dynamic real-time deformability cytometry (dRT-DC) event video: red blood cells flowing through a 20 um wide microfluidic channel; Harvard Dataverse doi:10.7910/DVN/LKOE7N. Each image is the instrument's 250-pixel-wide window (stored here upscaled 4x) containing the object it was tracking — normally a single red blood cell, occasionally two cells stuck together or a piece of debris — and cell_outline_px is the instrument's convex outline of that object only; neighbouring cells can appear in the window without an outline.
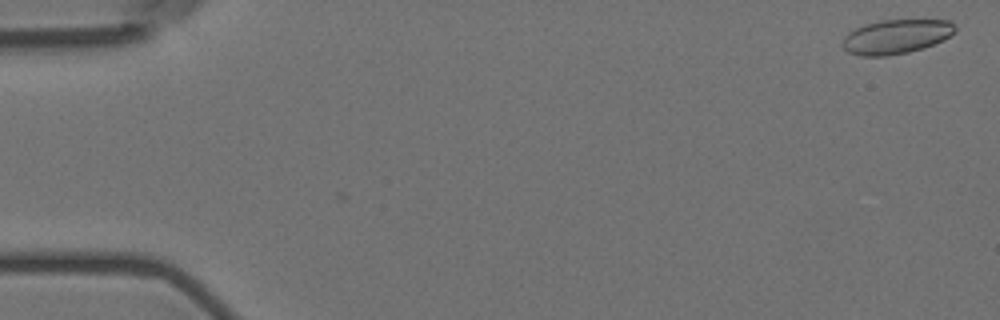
{"species": "Egyptian fruit bat (a non-hibernating species)", "species_latin": "Rousettus aegyptiacus", "temperature_condition": "room temperature", "stored_images_in_passage": 2, "camera_frame_rate_fps": 3000, "um_per_image_px": 0.085, "animal": {"sex": "female"}, "frame": {"image": 1, "passage_image": 2, "time_ms": 0.333, "image_size_px": [1000, 320], "cell_outline_px": [[956, 32], [944, 40], [924, 48], [908, 52], [888, 56], [860, 56], [848, 52], [840, 44], [844, 36], [848, 32], [864, 24], [880, 20], [948, 20], [956, 24]], "centroid_in_image_um": [76.17, 3.11], "position_along_channel_um": 8.8, "area_um2": 22.83}}